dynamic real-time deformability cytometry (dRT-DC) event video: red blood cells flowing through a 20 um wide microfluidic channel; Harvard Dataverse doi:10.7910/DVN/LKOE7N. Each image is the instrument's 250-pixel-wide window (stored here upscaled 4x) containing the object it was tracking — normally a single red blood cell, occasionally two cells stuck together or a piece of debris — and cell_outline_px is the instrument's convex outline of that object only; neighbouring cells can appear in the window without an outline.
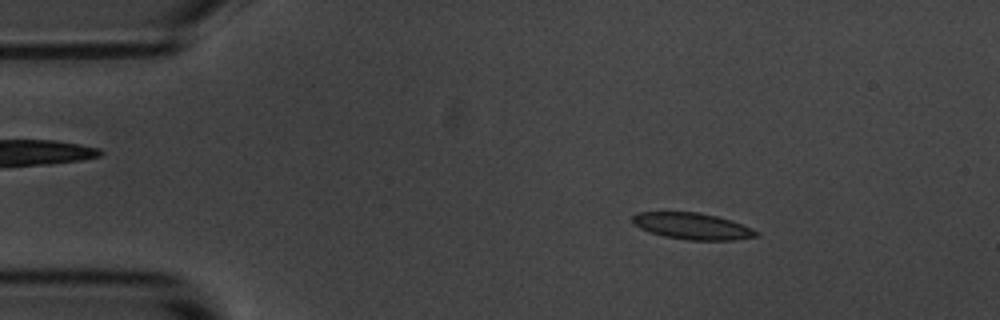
{"species": "common noctule bat (a hibernating species)", "species_latin": "Nyctalus noctula", "temperature_condition": "room temperature", "stored_images_in_passage": 54, "camera_frame_rate_fps": 3000, "um_per_image_px": 0.085, "animal": {"sex": "male", "body_mass_g": 20.1, "forearm_length_mm": 53.5}, "frame": {"image": 1, "passage_image": 8, "time_ms": 2.333, "image_size_px": [1000, 320], "cell_outline_px": [[760, 236], [736, 240], [688, 240], [664, 236], [648, 232], [632, 224], [632, 216], [636, 212], [700, 212], [732, 220], [752, 228], [760, 232]], "centroid_in_image_um": [58.86, 19.22], "position_along_channel_um": 26.1, "area_um2": 19.36}}
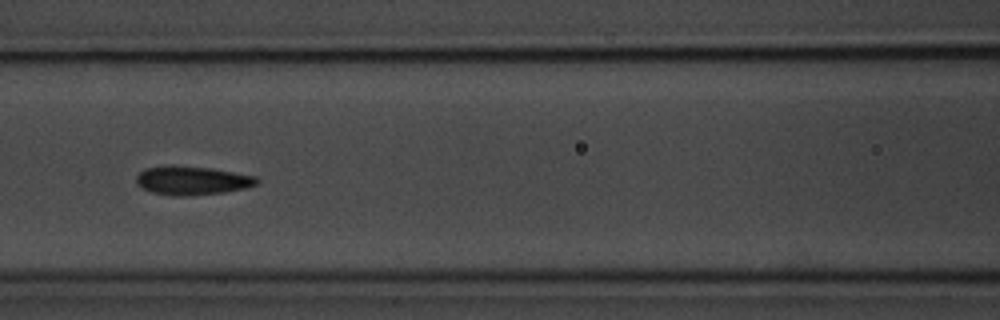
{"frame": {"image": 2, "passage_image": 23, "time_ms": 7.333, "image_size_px": [1000, 320], "cell_outline_px": [[260, 180], [256, 184], [244, 188], [224, 192], [188, 196], [172, 196], [152, 192], [136, 184], [136, 176], [144, 168], [172, 164], [212, 168], [256, 176]], "centroid_in_image_um": [16.3, 15.33], "position_along_channel_um": 150.3, "area_um2": 20.4}}
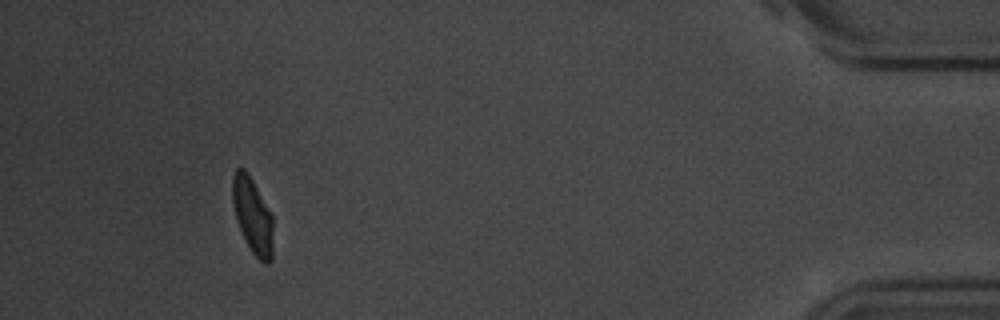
{"frame": {"image": 3, "passage_image": 50, "time_ms": 16.333, "image_size_px": [1000, 320], "cell_outline_px": [[272, 260], [268, 264], [264, 264], [252, 252], [236, 220], [232, 200], [232, 176], [236, 168], [244, 168], [248, 172], [272, 216]], "centroid_in_image_um": [21.45, 18.31], "position_along_channel_um": 413.7, "area_um2": 17.69}, "authors_computed_cell_mechanics": {"area_um2": 19.363, "velocity_mm_per_s": 3.6507, "shape_relaxation_time_tau1_ms": 4.1218, "shape_relaxation_time_tau2_ms": 2.6568, "deformation_change_tau1": 0.1323, "deformation_change_tau2": 0.0902}}